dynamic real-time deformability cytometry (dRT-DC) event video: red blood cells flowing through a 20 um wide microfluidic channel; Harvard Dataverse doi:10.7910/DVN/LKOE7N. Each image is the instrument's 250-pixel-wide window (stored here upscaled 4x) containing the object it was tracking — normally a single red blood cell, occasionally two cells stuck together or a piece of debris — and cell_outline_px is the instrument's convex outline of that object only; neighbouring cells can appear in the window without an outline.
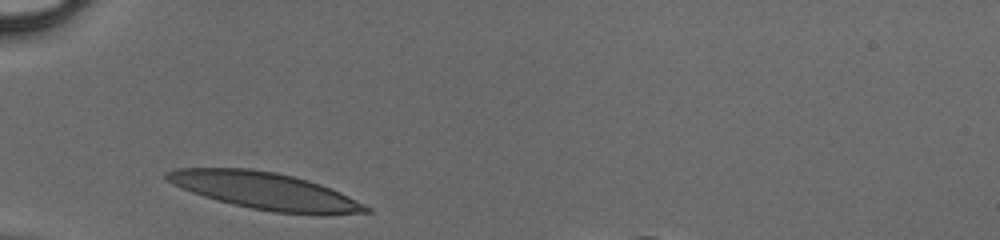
{"species": "human", "species_latin": "Homo sapiens", "temperature_condition": "cold", "stored_images_in_passage": 25, "camera_frame_rate_fps": 3000, "um_per_image_px": 0.085, "donor": {"sex": "male"}, "frame": {"image": 1, "passage_image": 1, "time_ms": 0.0, "image_size_px": [1000, 240], "cell_outline_px": [[372, 212], [324, 216], [272, 212], [232, 204], [216, 200], [192, 192], [168, 180], [164, 176], [164, 172], [176, 168], [248, 168], [276, 172], [308, 180], [320, 184], [340, 192], [372, 208]], "centroid_in_image_um": [22.6, 16.24], "position_along_channel_um": 62.4, "area_um2": 43.06}}
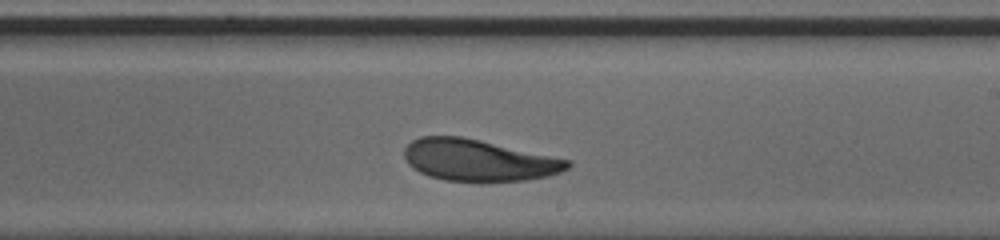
{"frame": {"image": 2, "passage_image": 15, "time_ms": 4.667, "image_size_px": [1000, 240], "cell_outline_px": [[572, 164], [568, 168], [560, 172], [548, 176], [524, 180], [444, 180], [428, 176], [412, 168], [408, 164], [404, 156], [404, 148], [412, 140], [420, 136], [460, 136], [480, 140], [568, 160]], "centroid_in_image_um": [40.61, 13.6], "position_along_channel_um": 248.4, "area_um2": 38.9}}
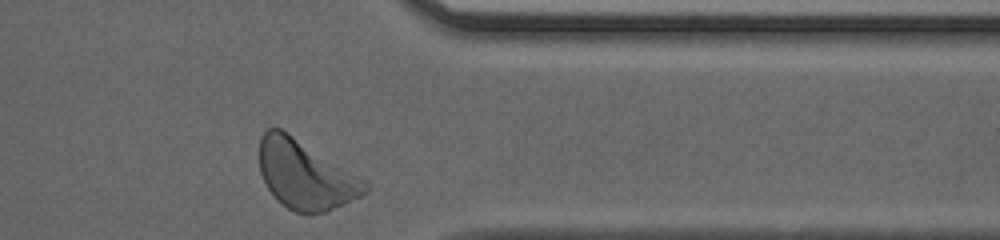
{"frame": {"image": 3, "passage_image": 25, "time_ms": 8.0, "image_size_px": [1000, 240], "cell_outline_px": [[368, 192], [328, 212], [296, 212], [288, 208], [276, 200], [268, 188], [260, 172], [260, 136], [268, 128], [280, 128], [288, 132], [368, 180]], "centroid_in_image_um": [25.99, 14.84], "position_along_channel_um": 385.4, "area_um2": 42.43}}